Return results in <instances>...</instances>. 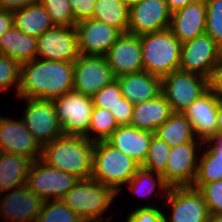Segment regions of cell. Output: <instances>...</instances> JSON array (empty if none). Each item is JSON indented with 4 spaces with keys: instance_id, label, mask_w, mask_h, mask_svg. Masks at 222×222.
I'll use <instances>...</instances> for the list:
<instances>
[{
    "instance_id": "cell-41",
    "label": "cell",
    "mask_w": 222,
    "mask_h": 222,
    "mask_svg": "<svg viewBox=\"0 0 222 222\" xmlns=\"http://www.w3.org/2000/svg\"><path fill=\"white\" fill-rule=\"evenodd\" d=\"M134 104L124 96L119 99L118 104L111 113L116 119L119 126L130 125L133 115Z\"/></svg>"
},
{
    "instance_id": "cell-50",
    "label": "cell",
    "mask_w": 222,
    "mask_h": 222,
    "mask_svg": "<svg viewBox=\"0 0 222 222\" xmlns=\"http://www.w3.org/2000/svg\"><path fill=\"white\" fill-rule=\"evenodd\" d=\"M2 153H3V151H2V149L0 148V157H1Z\"/></svg>"
},
{
    "instance_id": "cell-3",
    "label": "cell",
    "mask_w": 222,
    "mask_h": 222,
    "mask_svg": "<svg viewBox=\"0 0 222 222\" xmlns=\"http://www.w3.org/2000/svg\"><path fill=\"white\" fill-rule=\"evenodd\" d=\"M118 193L93 178L79 181L61 199L84 222H111L101 218Z\"/></svg>"
},
{
    "instance_id": "cell-34",
    "label": "cell",
    "mask_w": 222,
    "mask_h": 222,
    "mask_svg": "<svg viewBox=\"0 0 222 222\" xmlns=\"http://www.w3.org/2000/svg\"><path fill=\"white\" fill-rule=\"evenodd\" d=\"M170 149L163 140L153 135L147 156L140 167L162 175L166 170Z\"/></svg>"
},
{
    "instance_id": "cell-47",
    "label": "cell",
    "mask_w": 222,
    "mask_h": 222,
    "mask_svg": "<svg viewBox=\"0 0 222 222\" xmlns=\"http://www.w3.org/2000/svg\"><path fill=\"white\" fill-rule=\"evenodd\" d=\"M217 132H222V99L218 98Z\"/></svg>"
},
{
    "instance_id": "cell-36",
    "label": "cell",
    "mask_w": 222,
    "mask_h": 222,
    "mask_svg": "<svg viewBox=\"0 0 222 222\" xmlns=\"http://www.w3.org/2000/svg\"><path fill=\"white\" fill-rule=\"evenodd\" d=\"M205 33L222 47V0H205Z\"/></svg>"
},
{
    "instance_id": "cell-28",
    "label": "cell",
    "mask_w": 222,
    "mask_h": 222,
    "mask_svg": "<svg viewBox=\"0 0 222 222\" xmlns=\"http://www.w3.org/2000/svg\"><path fill=\"white\" fill-rule=\"evenodd\" d=\"M13 25L24 34L36 38L54 27L46 8L39 2L13 11Z\"/></svg>"
},
{
    "instance_id": "cell-5",
    "label": "cell",
    "mask_w": 222,
    "mask_h": 222,
    "mask_svg": "<svg viewBox=\"0 0 222 222\" xmlns=\"http://www.w3.org/2000/svg\"><path fill=\"white\" fill-rule=\"evenodd\" d=\"M139 168L135 160L106 141L95 142L91 178L113 188L118 195Z\"/></svg>"
},
{
    "instance_id": "cell-46",
    "label": "cell",
    "mask_w": 222,
    "mask_h": 222,
    "mask_svg": "<svg viewBox=\"0 0 222 222\" xmlns=\"http://www.w3.org/2000/svg\"><path fill=\"white\" fill-rule=\"evenodd\" d=\"M197 0H165L171 12H174Z\"/></svg>"
},
{
    "instance_id": "cell-48",
    "label": "cell",
    "mask_w": 222,
    "mask_h": 222,
    "mask_svg": "<svg viewBox=\"0 0 222 222\" xmlns=\"http://www.w3.org/2000/svg\"><path fill=\"white\" fill-rule=\"evenodd\" d=\"M206 222H222V215L210 213Z\"/></svg>"
},
{
    "instance_id": "cell-14",
    "label": "cell",
    "mask_w": 222,
    "mask_h": 222,
    "mask_svg": "<svg viewBox=\"0 0 222 222\" xmlns=\"http://www.w3.org/2000/svg\"><path fill=\"white\" fill-rule=\"evenodd\" d=\"M73 90L92 97L106 85L116 80L105 56L80 55L73 63Z\"/></svg>"
},
{
    "instance_id": "cell-31",
    "label": "cell",
    "mask_w": 222,
    "mask_h": 222,
    "mask_svg": "<svg viewBox=\"0 0 222 222\" xmlns=\"http://www.w3.org/2000/svg\"><path fill=\"white\" fill-rule=\"evenodd\" d=\"M130 188V191L137 196L149 197L151 194H155V189L157 194L165 199L169 186L165 183L163 176L161 174L155 173L153 171L146 170L140 167L135 175L126 184ZM158 189V190H157Z\"/></svg>"
},
{
    "instance_id": "cell-7",
    "label": "cell",
    "mask_w": 222,
    "mask_h": 222,
    "mask_svg": "<svg viewBox=\"0 0 222 222\" xmlns=\"http://www.w3.org/2000/svg\"><path fill=\"white\" fill-rule=\"evenodd\" d=\"M53 104L64 134L88 138L92 97L72 90L54 99Z\"/></svg>"
},
{
    "instance_id": "cell-6",
    "label": "cell",
    "mask_w": 222,
    "mask_h": 222,
    "mask_svg": "<svg viewBox=\"0 0 222 222\" xmlns=\"http://www.w3.org/2000/svg\"><path fill=\"white\" fill-rule=\"evenodd\" d=\"M208 90L207 78L180 69L162 78L161 94L167 99L173 113H183Z\"/></svg>"
},
{
    "instance_id": "cell-11",
    "label": "cell",
    "mask_w": 222,
    "mask_h": 222,
    "mask_svg": "<svg viewBox=\"0 0 222 222\" xmlns=\"http://www.w3.org/2000/svg\"><path fill=\"white\" fill-rule=\"evenodd\" d=\"M164 200L171 208L169 216L164 212V222H206L210 214L201 192L192 186L171 187Z\"/></svg>"
},
{
    "instance_id": "cell-17",
    "label": "cell",
    "mask_w": 222,
    "mask_h": 222,
    "mask_svg": "<svg viewBox=\"0 0 222 222\" xmlns=\"http://www.w3.org/2000/svg\"><path fill=\"white\" fill-rule=\"evenodd\" d=\"M43 202L26 184L8 193H1L0 220L4 217L6 222H36Z\"/></svg>"
},
{
    "instance_id": "cell-26",
    "label": "cell",
    "mask_w": 222,
    "mask_h": 222,
    "mask_svg": "<svg viewBox=\"0 0 222 222\" xmlns=\"http://www.w3.org/2000/svg\"><path fill=\"white\" fill-rule=\"evenodd\" d=\"M36 53L37 38L14 26L0 36V54L13 58L20 65L35 59Z\"/></svg>"
},
{
    "instance_id": "cell-43",
    "label": "cell",
    "mask_w": 222,
    "mask_h": 222,
    "mask_svg": "<svg viewBox=\"0 0 222 222\" xmlns=\"http://www.w3.org/2000/svg\"><path fill=\"white\" fill-rule=\"evenodd\" d=\"M208 86L213 94L222 99V59L213 69L211 76L208 79Z\"/></svg>"
},
{
    "instance_id": "cell-24",
    "label": "cell",
    "mask_w": 222,
    "mask_h": 222,
    "mask_svg": "<svg viewBox=\"0 0 222 222\" xmlns=\"http://www.w3.org/2000/svg\"><path fill=\"white\" fill-rule=\"evenodd\" d=\"M203 145L192 184L196 189L204 183L222 180V132H216Z\"/></svg>"
},
{
    "instance_id": "cell-37",
    "label": "cell",
    "mask_w": 222,
    "mask_h": 222,
    "mask_svg": "<svg viewBox=\"0 0 222 222\" xmlns=\"http://www.w3.org/2000/svg\"><path fill=\"white\" fill-rule=\"evenodd\" d=\"M21 65L6 55L0 54V91L15 86L16 96L20 88Z\"/></svg>"
},
{
    "instance_id": "cell-10",
    "label": "cell",
    "mask_w": 222,
    "mask_h": 222,
    "mask_svg": "<svg viewBox=\"0 0 222 222\" xmlns=\"http://www.w3.org/2000/svg\"><path fill=\"white\" fill-rule=\"evenodd\" d=\"M221 59L222 47L204 33L182 43L179 69L209 79Z\"/></svg>"
},
{
    "instance_id": "cell-15",
    "label": "cell",
    "mask_w": 222,
    "mask_h": 222,
    "mask_svg": "<svg viewBox=\"0 0 222 222\" xmlns=\"http://www.w3.org/2000/svg\"><path fill=\"white\" fill-rule=\"evenodd\" d=\"M171 15L165 0H141L129 8L127 32L139 36L167 29Z\"/></svg>"
},
{
    "instance_id": "cell-13",
    "label": "cell",
    "mask_w": 222,
    "mask_h": 222,
    "mask_svg": "<svg viewBox=\"0 0 222 222\" xmlns=\"http://www.w3.org/2000/svg\"><path fill=\"white\" fill-rule=\"evenodd\" d=\"M79 56L75 26H54L37 37V59L74 63Z\"/></svg>"
},
{
    "instance_id": "cell-40",
    "label": "cell",
    "mask_w": 222,
    "mask_h": 222,
    "mask_svg": "<svg viewBox=\"0 0 222 222\" xmlns=\"http://www.w3.org/2000/svg\"><path fill=\"white\" fill-rule=\"evenodd\" d=\"M164 211L154 206V203L139 206L129 212L126 222H164Z\"/></svg>"
},
{
    "instance_id": "cell-9",
    "label": "cell",
    "mask_w": 222,
    "mask_h": 222,
    "mask_svg": "<svg viewBox=\"0 0 222 222\" xmlns=\"http://www.w3.org/2000/svg\"><path fill=\"white\" fill-rule=\"evenodd\" d=\"M26 101L22 121L41 147L64 134L53 101L37 98Z\"/></svg>"
},
{
    "instance_id": "cell-49",
    "label": "cell",
    "mask_w": 222,
    "mask_h": 222,
    "mask_svg": "<svg viewBox=\"0 0 222 222\" xmlns=\"http://www.w3.org/2000/svg\"><path fill=\"white\" fill-rule=\"evenodd\" d=\"M119 1H121L124 5L130 8L141 0H119Z\"/></svg>"
},
{
    "instance_id": "cell-35",
    "label": "cell",
    "mask_w": 222,
    "mask_h": 222,
    "mask_svg": "<svg viewBox=\"0 0 222 222\" xmlns=\"http://www.w3.org/2000/svg\"><path fill=\"white\" fill-rule=\"evenodd\" d=\"M39 3L46 8L54 26L67 27L76 25L69 0H39Z\"/></svg>"
},
{
    "instance_id": "cell-2",
    "label": "cell",
    "mask_w": 222,
    "mask_h": 222,
    "mask_svg": "<svg viewBox=\"0 0 222 222\" xmlns=\"http://www.w3.org/2000/svg\"><path fill=\"white\" fill-rule=\"evenodd\" d=\"M94 145L86 137L63 134L42 147L41 160L79 179L91 178Z\"/></svg>"
},
{
    "instance_id": "cell-8",
    "label": "cell",
    "mask_w": 222,
    "mask_h": 222,
    "mask_svg": "<svg viewBox=\"0 0 222 222\" xmlns=\"http://www.w3.org/2000/svg\"><path fill=\"white\" fill-rule=\"evenodd\" d=\"M79 181L75 175L48 166L41 159L31 163L26 185L44 201L61 200Z\"/></svg>"
},
{
    "instance_id": "cell-18",
    "label": "cell",
    "mask_w": 222,
    "mask_h": 222,
    "mask_svg": "<svg viewBox=\"0 0 222 222\" xmlns=\"http://www.w3.org/2000/svg\"><path fill=\"white\" fill-rule=\"evenodd\" d=\"M0 148L6 153L23 155L32 162L42 156V147L21 119L0 116Z\"/></svg>"
},
{
    "instance_id": "cell-4",
    "label": "cell",
    "mask_w": 222,
    "mask_h": 222,
    "mask_svg": "<svg viewBox=\"0 0 222 222\" xmlns=\"http://www.w3.org/2000/svg\"><path fill=\"white\" fill-rule=\"evenodd\" d=\"M143 71L163 78L179 69L182 43L169 28L140 35Z\"/></svg>"
},
{
    "instance_id": "cell-38",
    "label": "cell",
    "mask_w": 222,
    "mask_h": 222,
    "mask_svg": "<svg viewBox=\"0 0 222 222\" xmlns=\"http://www.w3.org/2000/svg\"><path fill=\"white\" fill-rule=\"evenodd\" d=\"M201 192L209 213L222 215V180L202 184Z\"/></svg>"
},
{
    "instance_id": "cell-1",
    "label": "cell",
    "mask_w": 222,
    "mask_h": 222,
    "mask_svg": "<svg viewBox=\"0 0 222 222\" xmlns=\"http://www.w3.org/2000/svg\"><path fill=\"white\" fill-rule=\"evenodd\" d=\"M73 85V63L35 58L21 64L20 88L17 98L53 101L72 91Z\"/></svg>"
},
{
    "instance_id": "cell-44",
    "label": "cell",
    "mask_w": 222,
    "mask_h": 222,
    "mask_svg": "<svg viewBox=\"0 0 222 222\" xmlns=\"http://www.w3.org/2000/svg\"><path fill=\"white\" fill-rule=\"evenodd\" d=\"M37 2H39V0H0V9L16 11Z\"/></svg>"
},
{
    "instance_id": "cell-23",
    "label": "cell",
    "mask_w": 222,
    "mask_h": 222,
    "mask_svg": "<svg viewBox=\"0 0 222 222\" xmlns=\"http://www.w3.org/2000/svg\"><path fill=\"white\" fill-rule=\"evenodd\" d=\"M116 80L122 95L133 104L153 100L162 92V78L146 71L116 77Z\"/></svg>"
},
{
    "instance_id": "cell-27",
    "label": "cell",
    "mask_w": 222,
    "mask_h": 222,
    "mask_svg": "<svg viewBox=\"0 0 222 222\" xmlns=\"http://www.w3.org/2000/svg\"><path fill=\"white\" fill-rule=\"evenodd\" d=\"M31 163L23 155L3 152L0 157V194L25 185Z\"/></svg>"
},
{
    "instance_id": "cell-21",
    "label": "cell",
    "mask_w": 222,
    "mask_h": 222,
    "mask_svg": "<svg viewBox=\"0 0 222 222\" xmlns=\"http://www.w3.org/2000/svg\"><path fill=\"white\" fill-rule=\"evenodd\" d=\"M218 97L208 90L195 100L183 114L192 124L196 138L205 142L217 132Z\"/></svg>"
},
{
    "instance_id": "cell-22",
    "label": "cell",
    "mask_w": 222,
    "mask_h": 222,
    "mask_svg": "<svg viewBox=\"0 0 222 222\" xmlns=\"http://www.w3.org/2000/svg\"><path fill=\"white\" fill-rule=\"evenodd\" d=\"M153 135L151 131L124 125L118 126L105 141L141 166L147 156Z\"/></svg>"
},
{
    "instance_id": "cell-16",
    "label": "cell",
    "mask_w": 222,
    "mask_h": 222,
    "mask_svg": "<svg viewBox=\"0 0 222 222\" xmlns=\"http://www.w3.org/2000/svg\"><path fill=\"white\" fill-rule=\"evenodd\" d=\"M80 55L105 56L122 34L117 28L93 18L75 25Z\"/></svg>"
},
{
    "instance_id": "cell-25",
    "label": "cell",
    "mask_w": 222,
    "mask_h": 222,
    "mask_svg": "<svg viewBox=\"0 0 222 222\" xmlns=\"http://www.w3.org/2000/svg\"><path fill=\"white\" fill-rule=\"evenodd\" d=\"M172 114L170 104L160 94L153 100L134 104L130 126L154 133Z\"/></svg>"
},
{
    "instance_id": "cell-45",
    "label": "cell",
    "mask_w": 222,
    "mask_h": 222,
    "mask_svg": "<svg viewBox=\"0 0 222 222\" xmlns=\"http://www.w3.org/2000/svg\"><path fill=\"white\" fill-rule=\"evenodd\" d=\"M13 26V11L0 9V36Z\"/></svg>"
},
{
    "instance_id": "cell-20",
    "label": "cell",
    "mask_w": 222,
    "mask_h": 222,
    "mask_svg": "<svg viewBox=\"0 0 222 222\" xmlns=\"http://www.w3.org/2000/svg\"><path fill=\"white\" fill-rule=\"evenodd\" d=\"M205 26V0H197L172 12L169 29L181 43H184L204 34Z\"/></svg>"
},
{
    "instance_id": "cell-39",
    "label": "cell",
    "mask_w": 222,
    "mask_h": 222,
    "mask_svg": "<svg viewBox=\"0 0 222 222\" xmlns=\"http://www.w3.org/2000/svg\"><path fill=\"white\" fill-rule=\"evenodd\" d=\"M122 97L120 85L117 80H114L92 96L93 105L110 111L115 108Z\"/></svg>"
},
{
    "instance_id": "cell-29",
    "label": "cell",
    "mask_w": 222,
    "mask_h": 222,
    "mask_svg": "<svg viewBox=\"0 0 222 222\" xmlns=\"http://www.w3.org/2000/svg\"><path fill=\"white\" fill-rule=\"evenodd\" d=\"M154 135L171 148L187 142H203L196 138L192 124L183 113H173L155 130Z\"/></svg>"
},
{
    "instance_id": "cell-30",
    "label": "cell",
    "mask_w": 222,
    "mask_h": 222,
    "mask_svg": "<svg viewBox=\"0 0 222 222\" xmlns=\"http://www.w3.org/2000/svg\"><path fill=\"white\" fill-rule=\"evenodd\" d=\"M92 18L127 33L129 8L119 0H96Z\"/></svg>"
},
{
    "instance_id": "cell-42",
    "label": "cell",
    "mask_w": 222,
    "mask_h": 222,
    "mask_svg": "<svg viewBox=\"0 0 222 222\" xmlns=\"http://www.w3.org/2000/svg\"><path fill=\"white\" fill-rule=\"evenodd\" d=\"M96 0H69L75 22L92 18Z\"/></svg>"
},
{
    "instance_id": "cell-33",
    "label": "cell",
    "mask_w": 222,
    "mask_h": 222,
    "mask_svg": "<svg viewBox=\"0 0 222 222\" xmlns=\"http://www.w3.org/2000/svg\"><path fill=\"white\" fill-rule=\"evenodd\" d=\"M36 222H84L62 200L44 201Z\"/></svg>"
},
{
    "instance_id": "cell-12",
    "label": "cell",
    "mask_w": 222,
    "mask_h": 222,
    "mask_svg": "<svg viewBox=\"0 0 222 222\" xmlns=\"http://www.w3.org/2000/svg\"><path fill=\"white\" fill-rule=\"evenodd\" d=\"M203 144L204 142H187L170 149L166 170L162 174L170 188L192 186Z\"/></svg>"
},
{
    "instance_id": "cell-32",
    "label": "cell",
    "mask_w": 222,
    "mask_h": 222,
    "mask_svg": "<svg viewBox=\"0 0 222 222\" xmlns=\"http://www.w3.org/2000/svg\"><path fill=\"white\" fill-rule=\"evenodd\" d=\"M118 126L111 111L93 107L88 129V139L93 142L105 141Z\"/></svg>"
},
{
    "instance_id": "cell-19",
    "label": "cell",
    "mask_w": 222,
    "mask_h": 222,
    "mask_svg": "<svg viewBox=\"0 0 222 222\" xmlns=\"http://www.w3.org/2000/svg\"><path fill=\"white\" fill-rule=\"evenodd\" d=\"M105 58L115 77L142 72L140 35L122 33Z\"/></svg>"
}]
</instances>
